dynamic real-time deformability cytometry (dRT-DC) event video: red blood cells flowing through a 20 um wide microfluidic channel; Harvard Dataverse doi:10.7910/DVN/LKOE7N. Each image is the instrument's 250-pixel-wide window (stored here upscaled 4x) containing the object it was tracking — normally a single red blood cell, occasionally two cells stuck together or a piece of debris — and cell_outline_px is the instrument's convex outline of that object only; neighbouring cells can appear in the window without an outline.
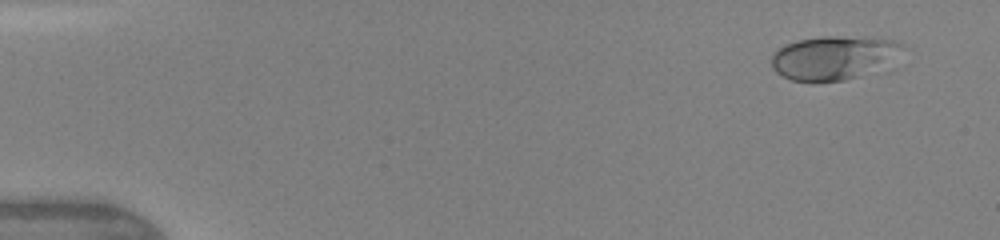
{"species": "human", "species_latin": "Homo sapiens", "temperature_condition": "warm", "stored_images_in_passage": 9, "camera_frame_rate_fps": 3000, "um_per_image_px": 0.085, "donor": {"sex": "female"}, "frame": {"image": 1, "passage_image": 1, "time_ms": 0.0, "image_size_px": [1000, 240], "cell_outline_px": [[904, 48], [896, 68], [892, 72], [844, 80], [792, 80], [776, 72], [772, 68], [772, 52], [784, 44], [796, 40], [824, 36], [864, 36], [892, 40], [904, 44]], "centroid_in_image_um": [71.11, 4.92], "position_along_channel_um": 13.9, "area_um2": 35.37}}
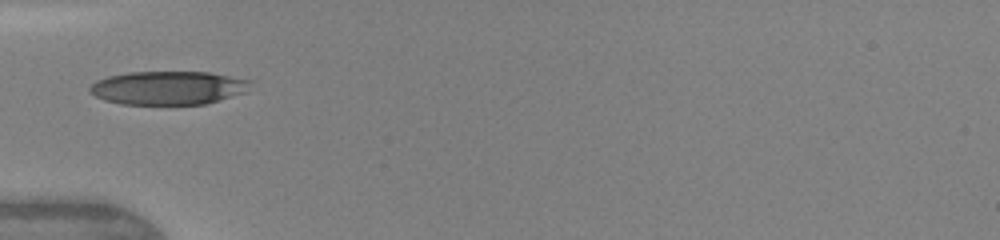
{"frame": {"image": 2, "passage_image": 6, "time_ms": 4.333, "image_size_px": [1000, 240], "cell_outline_px": [[252, 80], [248, 92], [220, 100], [204, 104], [120, 104], [104, 100], [88, 92], [88, 88], [96, 80], [108, 76], [128, 72], [208, 72]], "centroid_in_image_um": [14.3, 7.47], "position_along_channel_um": 70.7, "area_um2": 31.62}}